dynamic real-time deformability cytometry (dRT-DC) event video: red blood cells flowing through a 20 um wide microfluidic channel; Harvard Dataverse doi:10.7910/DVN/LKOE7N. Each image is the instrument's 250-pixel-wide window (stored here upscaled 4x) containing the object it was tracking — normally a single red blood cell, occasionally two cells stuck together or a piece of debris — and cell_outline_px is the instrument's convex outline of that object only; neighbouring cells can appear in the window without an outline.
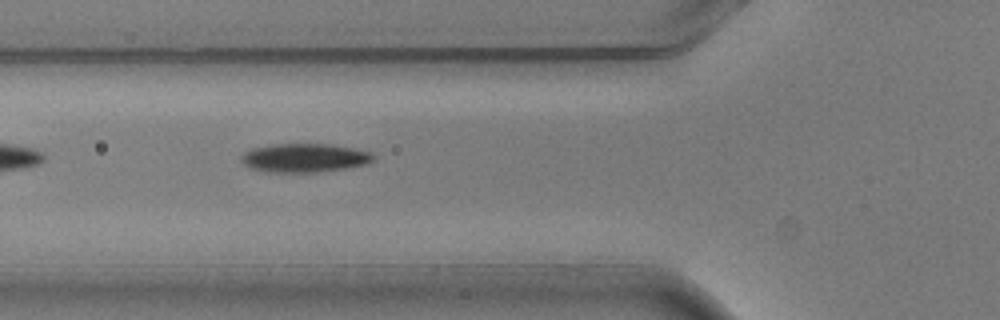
{"species": "common noctule bat (a hibernating species)", "species_latin": "Nyctalus noctula", "temperature_condition": "warm", "stored_images_in_passage": 5, "camera_frame_rate_fps": 3000, "um_per_image_px": 0.085, "animal": {"sex": "male", "body_mass_g": 20.5, "forearm_length_mm": 52.5}, "frame": {"image": 1, "passage_image": 5, "time_ms": 1.333, "image_size_px": [1000, 320], "cell_outline_px": [[376, 156], [368, 164], [312, 172], [268, 172], [252, 168], [244, 164], [240, 160], [240, 156], [244, 152], [252, 148], [272, 144], [332, 144], [372, 152]], "centroid_in_image_um": [25.86, 13.4], "position_along_channel_um": 99.9, "area_um2": 21.96}}